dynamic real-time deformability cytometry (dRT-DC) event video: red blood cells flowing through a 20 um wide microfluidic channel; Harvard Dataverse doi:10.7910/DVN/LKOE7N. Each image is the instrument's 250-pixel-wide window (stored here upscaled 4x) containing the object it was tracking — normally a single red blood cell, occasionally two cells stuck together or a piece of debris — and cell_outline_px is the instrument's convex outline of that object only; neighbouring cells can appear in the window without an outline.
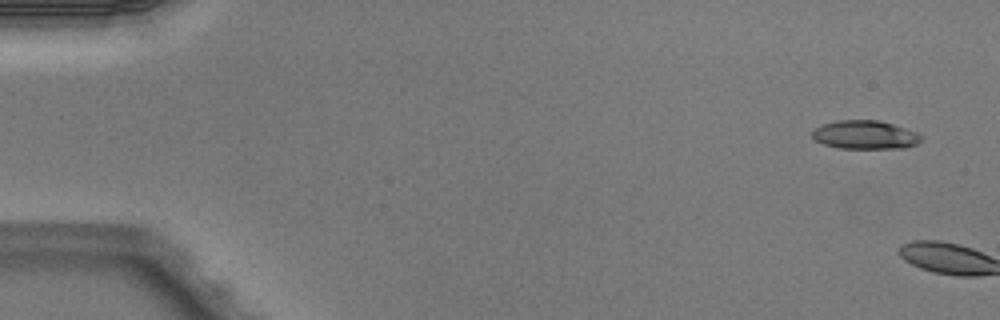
{"species": "Egyptian fruit bat (a non-hibernating species)", "species_latin": "Rousettus aegyptiacus", "temperature_condition": "warm", "stored_images_in_passage": 8, "camera_frame_rate_fps": 3000, "um_per_image_px": 0.085, "animal": {"sex": "male"}, "frame": {"image": 1, "passage_image": 1, "time_ms": 0.0, "image_size_px": [1000, 320], "cell_outline_px": [[924, 136], [916, 144], [908, 148], [840, 148], [824, 144], [816, 140], [812, 136], [812, 132], [820, 124], [836, 120], [880, 120], [916, 132]], "centroid_in_image_um": [73.53, 11.45], "position_along_channel_um": 11.5, "area_um2": 18.15}}
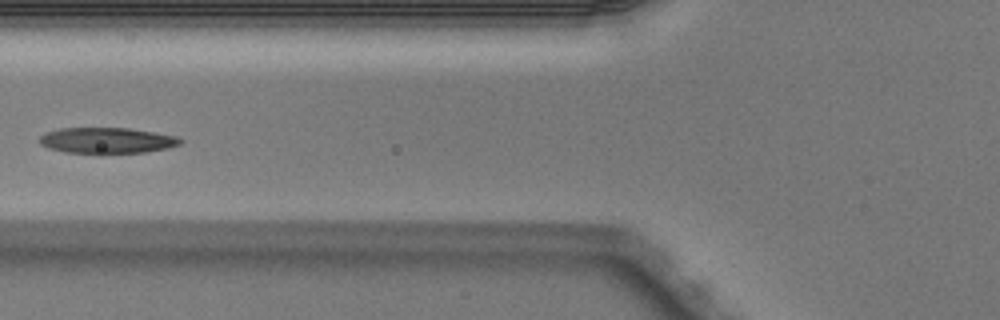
{"frame": {"image": 2, "passage_image": 7, "time_ms": 2.0, "image_size_px": [1000, 320], "cell_outline_px": [[184, 140], [180, 144], [168, 148], [144, 152], [104, 156], [96, 156], [64, 152], [48, 148], [40, 144], [40, 136], [44, 132], [60, 128], [128, 128], [156, 132], [176, 136]], "centroid_in_image_um": [9.07, 11.98], "position_along_channel_um": 116.7, "area_um2": 22.25}}
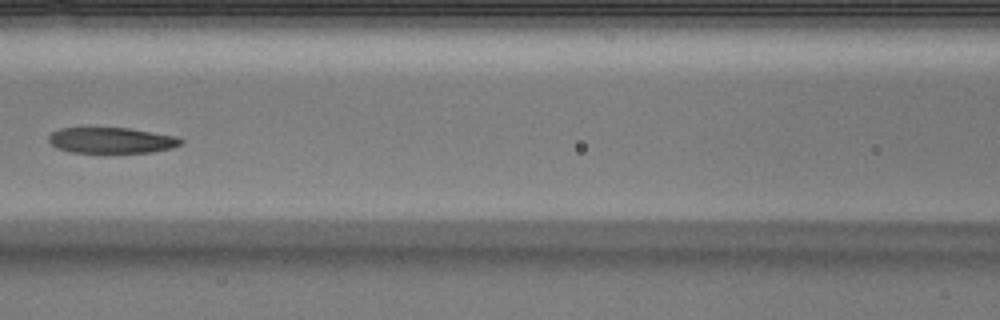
{"frame": {"image": 3, "passage_image": 8, "time_ms": 2.333, "image_size_px": [1000, 320], "cell_outline_px": [[184, 140], [180, 144], [172, 148], [152, 152], [112, 156], [72, 152], [56, 148], [48, 140], [48, 136], [52, 132], [60, 128], [128, 128], [176, 136]], "centroid_in_image_um": [9.47, 11.99], "position_along_channel_um": 157.1, "area_um2": 20.87}}